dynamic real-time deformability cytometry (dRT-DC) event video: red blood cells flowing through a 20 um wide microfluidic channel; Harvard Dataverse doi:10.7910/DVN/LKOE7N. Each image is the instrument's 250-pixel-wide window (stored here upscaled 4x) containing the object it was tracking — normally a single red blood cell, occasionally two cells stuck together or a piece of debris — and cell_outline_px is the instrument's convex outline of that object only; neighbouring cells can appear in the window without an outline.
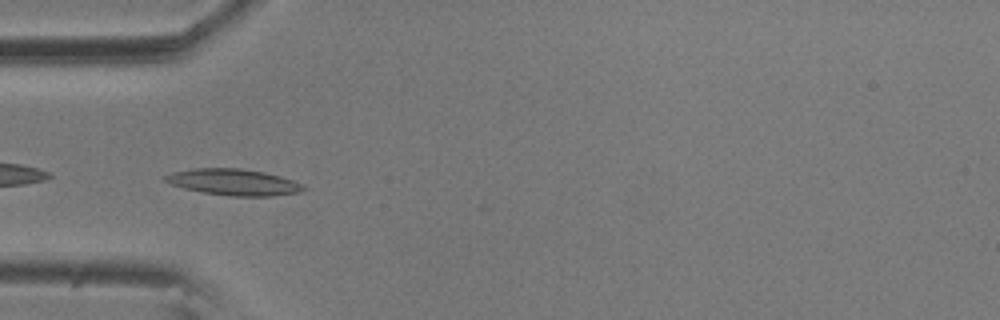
{"species": "common noctule bat (a hibernating species)", "species_latin": "Nyctalus noctula", "temperature_condition": "room temperature", "stored_images_in_passage": 10, "camera_frame_rate_fps": 3000, "um_per_image_px": 0.085, "animal": {"sex": "male", "body_mass_g": 20.5, "forearm_length_mm": 52.5}, "frame": {"image": 1, "passage_image": 4, "time_ms": 1.0, "image_size_px": [1000, 320], "cell_outline_px": [[308, 188], [300, 192], [272, 196], [232, 196], [204, 192], [184, 188], [172, 184], [164, 180], [160, 176], [172, 172], [192, 168], [236, 168], [264, 172], [280, 176], [292, 180]], "centroid_in_image_um": [19.83, 15.47], "position_along_channel_um": 65.2, "area_um2": 21.1}}
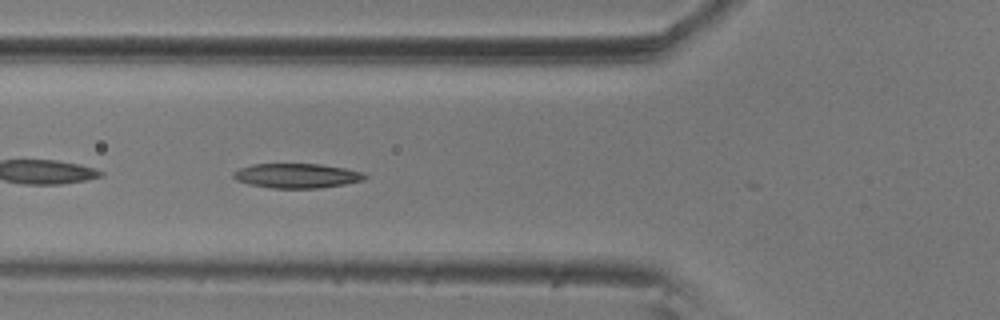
{"frame": {"image": 2, "passage_image": 7, "time_ms": 2.0, "image_size_px": [1000, 320], "cell_outline_px": [[368, 176], [364, 180], [344, 184], [320, 188], [272, 188], [248, 184], [236, 180], [232, 176], [232, 172], [240, 168], [252, 164], [320, 164], [344, 168], [364, 172]], "centroid_in_image_um": [25.22, 14.94], "position_along_channel_um": 100.6, "area_um2": 18.9}}